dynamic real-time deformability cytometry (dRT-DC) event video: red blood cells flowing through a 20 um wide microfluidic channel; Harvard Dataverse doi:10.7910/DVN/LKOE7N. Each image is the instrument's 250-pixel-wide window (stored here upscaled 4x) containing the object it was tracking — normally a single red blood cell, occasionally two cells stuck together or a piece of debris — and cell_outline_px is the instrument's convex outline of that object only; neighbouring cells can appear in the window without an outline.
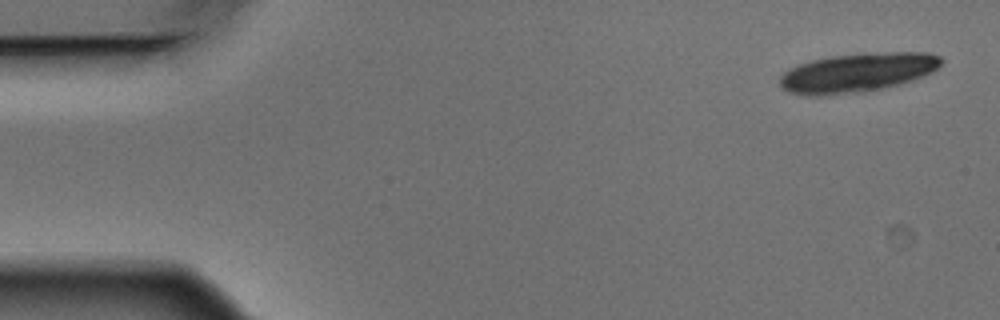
{"species": "Egyptian fruit bat (a non-hibernating species)", "species_latin": "Rousettus aegyptiacus", "temperature_condition": "warm", "stored_images_in_passage": 5, "camera_frame_rate_fps": 3000, "um_per_image_px": 0.085, "animal": {"sex": "male"}, "frame": {"image": 1, "passage_image": 1, "time_ms": 0.0, "image_size_px": [1000, 320], "cell_outline_px": [[944, 60], [932, 72], [896, 84], [880, 88], [816, 96], [812, 96], [788, 92], [780, 88], [780, 76], [788, 68], [812, 60], [832, 56], [860, 52], [928, 52], [940, 56]], "centroid_in_image_um": [72.83, 6.13], "position_along_channel_um": 12.2, "area_um2": 36.3}}